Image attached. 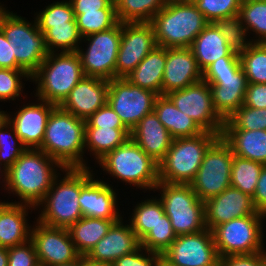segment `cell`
Masks as SVG:
<instances>
[{
  "label": "cell",
  "mask_w": 266,
  "mask_h": 266,
  "mask_svg": "<svg viewBox=\"0 0 266 266\" xmlns=\"http://www.w3.org/2000/svg\"><path fill=\"white\" fill-rule=\"evenodd\" d=\"M53 165L65 169L45 152L26 149L7 170L5 187L21 198L20 203L37 207L58 177Z\"/></svg>",
  "instance_id": "cell-1"
},
{
  "label": "cell",
  "mask_w": 266,
  "mask_h": 266,
  "mask_svg": "<svg viewBox=\"0 0 266 266\" xmlns=\"http://www.w3.org/2000/svg\"><path fill=\"white\" fill-rule=\"evenodd\" d=\"M85 120L56 106L50 113L39 150L64 168H87L83 159Z\"/></svg>",
  "instance_id": "cell-2"
},
{
  "label": "cell",
  "mask_w": 266,
  "mask_h": 266,
  "mask_svg": "<svg viewBox=\"0 0 266 266\" xmlns=\"http://www.w3.org/2000/svg\"><path fill=\"white\" fill-rule=\"evenodd\" d=\"M65 177L54 179L51 188L38 206L44 204L37 221L51 227L69 229L83 217L79 204L81 188L93 177L89 167L65 168ZM57 183V184H56Z\"/></svg>",
  "instance_id": "cell-3"
},
{
  "label": "cell",
  "mask_w": 266,
  "mask_h": 266,
  "mask_svg": "<svg viewBox=\"0 0 266 266\" xmlns=\"http://www.w3.org/2000/svg\"><path fill=\"white\" fill-rule=\"evenodd\" d=\"M157 46L190 48L194 39L209 24L194 3L168 0L149 22Z\"/></svg>",
  "instance_id": "cell-4"
},
{
  "label": "cell",
  "mask_w": 266,
  "mask_h": 266,
  "mask_svg": "<svg viewBox=\"0 0 266 266\" xmlns=\"http://www.w3.org/2000/svg\"><path fill=\"white\" fill-rule=\"evenodd\" d=\"M84 76L77 52H51L31 79L38 83V100L59 106Z\"/></svg>",
  "instance_id": "cell-5"
},
{
  "label": "cell",
  "mask_w": 266,
  "mask_h": 266,
  "mask_svg": "<svg viewBox=\"0 0 266 266\" xmlns=\"http://www.w3.org/2000/svg\"><path fill=\"white\" fill-rule=\"evenodd\" d=\"M220 136L203 132L193 137L173 139L171 147L159 165V182L190 184L204 155Z\"/></svg>",
  "instance_id": "cell-6"
},
{
  "label": "cell",
  "mask_w": 266,
  "mask_h": 266,
  "mask_svg": "<svg viewBox=\"0 0 266 266\" xmlns=\"http://www.w3.org/2000/svg\"><path fill=\"white\" fill-rule=\"evenodd\" d=\"M103 171L142 189H154L159 182V165L130 137L97 161Z\"/></svg>",
  "instance_id": "cell-7"
},
{
  "label": "cell",
  "mask_w": 266,
  "mask_h": 266,
  "mask_svg": "<svg viewBox=\"0 0 266 266\" xmlns=\"http://www.w3.org/2000/svg\"><path fill=\"white\" fill-rule=\"evenodd\" d=\"M0 29L11 43L17 65L31 76L49 54L36 20L32 25L0 6Z\"/></svg>",
  "instance_id": "cell-8"
},
{
  "label": "cell",
  "mask_w": 266,
  "mask_h": 266,
  "mask_svg": "<svg viewBox=\"0 0 266 266\" xmlns=\"http://www.w3.org/2000/svg\"><path fill=\"white\" fill-rule=\"evenodd\" d=\"M159 198L177 236L206 229L204 202L198 199L190 184L158 182Z\"/></svg>",
  "instance_id": "cell-9"
},
{
  "label": "cell",
  "mask_w": 266,
  "mask_h": 266,
  "mask_svg": "<svg viewBox=\"0 0 266 266\" xmlns=\"http://www.w3.org/2000/svg\"><path fill=\"white\" fill-rule=\"evenodd\" d=\"M264 217L263 214H252L214 227L211 231L220 258L261 252Z\"/></svg>",
  "instance_id": "cell-10"
},
{
  "label": "cell",
  "mask_w": 266,
  "mask_h": 266,
  "mask_svg": "<svg viewBox=\"0 0 266 266\" xmlns=\"http://www.w3.org/2000/svg\"><path fill=\"white\" fill-rule=\"evenodd\" d=\"M234 158L231 147L219 137L206 151L190 186L198 199L205 202L231 186V166Z\"/></svg>",
  "instance_id": "cell-11"
},
{
  "label": "cell",
  "mask_w": 266,
  "mask_h": 266,
  "mask_svg": "<svg viewBox=\"0 0 266 266\" xmlns=\"http://www.w3.org/2000/svg\"><path fill=\"white\" fill-rule=\"evenodd\" d=\"M122 36V23L115 27L83 37L89 41L87 51L78 48L83 73L88 77H95L110 81L115 78L117 55Z\"/></svg>",
  "instance_id": "cell-12"
},
{
  "label": "cell",
  "mask_w": 266,
  "mask_h": 266,
  "mask_svg": "<svg viewBox=\"0 0 266 266\" xmlns=\"http://www.w3.org/2000/svg\"><path fill=\"white\" fill-rule=\"evenodd\" d=\"M157 96L126 78H114L109 81L107 103L131 131L145 115L153 112Z\"/></svg>",
  "instance_id": "cell-13"
},
{
  "label": "cell",
  "mask_w": 266,
  "mask_h": 266,
  "mask_svg": "<svg viewBox=\"0 0 266 266\" xmlns=\"http://www.w3.org/2000/svg\"><path fill=\"white\" fill-rule=\"evenodd\" d=\"M174 105L191 117L205 132L221 137L225 121L216 112L211 97L209 84L201 80L184 89L166 94Z\"/></svg>",
  "instance_id": "cell-14"
},
{
  "label": "cell",
  "mask_w": 266,
  "mask_h": 266,
  "mask_svg": "<svg viewBox=\"0 0 266 266\" xmlns=\"http://www.w3.org/2000/svg\"><path fill=\"white\" fill-rule=\"evenodd\" d=\"M162 257L174 266H220V256L208 228L177 236Z\"/></svg>",
  "instance_id": "cell-15"
},
{
  "label": "cell",
  "mask_w": 266,
  "mask_h": 266,
  "mask_svg": "<svg viewBox=\"0 0 266 266\" xmlns=\"http://www.w3.org/2000/svg\"><path fill=\"white\" fill-rule=\"evenodd\" d=\"M156 46L149 22L122 23L115 78H126Z\"/></svg>",
  "instance_id": "cell-16"
},
{
  "label": "cell",
  "mask_w": 266,
  "mask_h": 266,
  "mask_svg": "<svg viewBox=\"0 0 266 266\" xmlns=\"http://www.w3.org/2000/svg\"><path fill=\"white\" fill-rule=\"evenodd\" d=\"M36 224L31 230L30 240L34 244L40 264L43 266L65 264L81 256L68 229L47 226L39 221Z\"/></svg>",
  "instance_id": "cell-17"
},
{
  "label": "cell",
  "mask_w": 266,
  "mask_h": 266,
  "mask_svg": "<svg viewBox=\"0 0 266 266\" xmlns=\"http://www.w3.org/2000/svg\"><path fill=\"white\" fill-rule=\"evenodd\" d=\"M203 80L209 84L213 106L224 121L243 105L248 81L242 68L225 74H203Z\"/></svg>",
  "instance_id": "cell-18"
},
{
  "label": "cell",
  "mask_w": 266,
  "mask_h": 266,
  "mask_svg": "<svg viewBox=\"0 0 266 266\" xmlns=\"http://www.w3.org/2000/svg\"><path fill=\"white\" fill-rule=\"evenodd\" d=\"M204 212L205 225L209 230L232 219L261 214L255 209L249 194L231 186L221 194L206 200Z\"/></svg>",
  "instance_id": "cell-19"
},
{
  "label": "cell",
  "mask_w": 266,
  "mask_h": 266,
  "mask_svg": "<svg viewBox=\"0 0 266 266\" xmlns=\"http://www.w3.org/2000/svg\"><path fill=\"white\" fill-rule=\"evenodd\" d=\"M109 81L84 76L59 105L77 118L87 120L107 103Z\"/></svg>",
  "instance_id": "cell-20"
},
{
  "label": "cell",
  "mask_w": 266,
  "mask_h": 266,
  "mask_svg": "<svg viewBox=\"0 0 266 266\" xmlns=\"http://www.w3.org/2000/svg\"><path fill=\"white\" fill-rule=\"evenodd\" d=\"M38 104L23 105L13 118L2 111L5 119L14 127L21 142L27 149H39L45 135L48 117L56 107L55 104L44 100Z\"/></svg>",
  "instance_id": "cell-21"
},
{
  "label": "cell",
  "mask_w": 266,
  "mask_h": 266,
  "mask_svg": "<svg viewBox=\"0 0 266 266\" xmlns=\"http://www.w3.org/2000/svg\"><path fill=\"white\" fill-rule=\"evenodd\" d=\"M203 80L191 48H166V65L162 79V95L184 89Z\"/></svg>",
  "instance_id": "cell-22"
},
{
  "label": "cell",
  "mask_w": 266,
  "mask_h": 266,
  "mask_svg": "<svg viewBox=\"0 0 266 266\" xmlns=\"http://www.w3.org/2000/svg\"><path fill=\"white\" fill-rule=\"evenodd\" d=\"M120 218L114 222L107 234L85 256L92 261L113 263L123 255L133 253L140 247V240L129 225Z\"/></svg>",
  "instance_id": "cell-23"
},
{
  "label": "cell",
  "mask_w": 266,
  "mask_h": 266,
  "mask_svg": "<svg viewBox=\"0 0 266 266\" xmlns=\"http://www.w3.org/2000/svg\"><path fill=\"white\" fill-rule=\"evenodd\" d=\"M130 137L158 164L171 147L173 138L155 112L145 115L131 130Z\"/></svg>",
  "instance_id": "cell-24"
},
{
  "label": "cell",
  "mask_w": 266,
  "mask_h": 266,
  "mask_svg": "<svg viewBox=\"0 0 266 266\" xmlns=\"http://www.w3.org/2000/svg\"><path fill=\"white\" fill-rule=\"evenodd\" d=\"M92 177L82 188L79 204L83 216L99 219H120L116 193L111 186Z\"/></svg>",
  "instance_id": "cell-25"
},
{
  "label": "cell",
  "mask_w": 266,
  "mask_h": 266,
  "mask_svg": "<svg viewBox=\"0 0 266 266\" xmlns=\"http://www.w3.org/2000/svg\"><path fill=\"white\" fill-rule=\"evenodd\" d=\"M28 207L36 209L34 206L19 202L0 204V244L2 247L9 248L30 240L31 226L26 222Z\"/></svg>",
  "instance_id": "cell-26"
},
{
  "label": "cell",
  "mask_w": 266,
  "mask_h": 266,
  "mask_svg": "<svg viewBox=\"0 0 266 266\" xmlns=\"http://www.w3.org/2000/svg\"><path fill=\"white\" fill-rule=\"evenodd\" d=\"M190 48L202 72L220 57H239L214 23H209L199 33Z\"/></svg>",
  "instance_id": "cell-27"
},
{
  "label": "cell",
  "mask_w": 266,
  "mask_h": 266,
  "mask_svg": "<svg viewBox=\"0 0 266 266\" xmlns=\"http://www.w3.org/2000/svg\"><path fill=\"white\" fill-rule=\"evenodd\" d=\"M153 111L173 139L193 137L204 132L191 117L180 111L167 95L157 96Z\"/></svg>",
  "instance_id": "cell-28"
},
{
  "label": "cell",
  "mask_w": 266,
  "mask_h": 266,
  "mask_svg": "<svg viewBox=\"0 0 266 266\" xmlns=\"http://www.w3.org/2000/svg\"><path fill=\"white\" fill-rule=\"evenodd\" d=\"M166 65V48L156 46L126 77L134 85L162 95V79Z\"/></svg>",
  "instance_id": "cell-29"
},
{
  "label": "cell",
  "mask_w": 266,
  "mask_h": 266,
  "mask_svg": "<svg viewBox=\"0 0 266 266\" xmlns=\"http://www.w3.org/2000/svg\"><path fill=\"white\" fill-rule=\"evenodd\" d=\"M221 137L234 155L266 165V130H223Z\"/></svg>",
  "instance_id": "cell-30"
},
{
  "label": "cell",
  "mask_w": 266,
  "mask_h": 266,
  "mask_svg": "<svg viewBox=\"0 0 266 266\" xmlns=\"http://www.w3.org/2000/svg\"><path fill=\"white\" fill-rule=\"evenodd\" d=\"M118 220L83 216L74 223L68 230L78 253L86 256Z\"/></svg>",
  "instance_id": "cell-31"
},
{
  "label": "cell",
  "mask_w": 266,
  "mask_h": 266,
  "mask_svg": "<svg viewBox=\"0 0 266 266\" xmlns=\"http://www.w3.org/2000/svg\"><path fill=\"white\" fill-rule=\"evenodd\" d=\"M130 135L128 128L85 127V147L99 161L108 152L121 146Z\"/></svg>",
  "instance_id": "cell-32"
},
{
  "label": "cell",
  "mask_w": 266,
  "mask_h": 266,
  "mask_svg": "<svg viewBox=\"0 0 266 266\" xmlns=\"http://www.w3.org/2000/svg\"><path fill=\"white\" fill-rule=\"evenodd\" d=\"M168 0H114L121 23L150 22Z\"/></svg>",
  "instance_id": "cell-33"
},
{
  "label": "cell",
  "mask_w": 266,
  "mask_h": 266,
  "mask_svg": "<svg viewBox=\"0 0 266 266\" xmlns=\"http://www.w3.org/2000/svg\"><path fill=\"white\" fill-rule=\"evenodd\" d=\"M263 166L262 163L234 155L231 166V187L252 197Z\"/></svg>",
  "instance_id": "cell-34"
},
{
  "label": "cell",
  "mask_w": 266,
  "mask_h": 266,
  "mask_svg": "<svg viewBox=\"0 0 266 266\" xmlns=\"http://www.w3.org/2000/svg\"><path fill=\"white\" fill-rule=\"evenodd\" d=\"M130 221L131 229L141 241L165 214L160 199H148L137 204Z\"/></svg>",
  "instance_id": "cell-35"
},
{
  "label": "cell",
  "mask_w": 266,
  "mask_h": 266,
  "mask_svg": "<svg viewBox=\"0 0 266 266\" xmlns=\"http://www.w3.org/2000/svg\"><path fill=\"white\" fill-rule=\"evenodd\" d=\"M238 56L248 83H266V47L262 43H251Z\"/></svg>",
  "instance_id": "cell-36"
},
{
  "label": "cell",
  "mask_w": 266,
  "mask_h": 266,
  "mask_svg": "<svg viewBox=\"0 0 266 266\" xmlns=\"http://www.w3.org/2000/svg\"><path fill=\"white\" fill-rule=\"evenodd\" d=\"M45 44L49 53L56 52L54 48H61V52H77L82 37L77 28V22L51 25L44 33ZM79 42V43H78Z\"/></svg>",
  "instance_id": "cell-37"
},
{
  "label": "cell",
  "mask_w": 266,
  "mask_h": 266,
  "mask_svg": "<svg viewBox=\"0 0 266 266\" xmlns=\"http://www.w3.org/2000/svg\"><path fill=\"white\" fill-rule=\"evenodd\" d=\"M12 129L13 135L7 129ZM4 129H6L4 131ZM27 148L21 142V139L16 134L14 127L0 115V164L3 165L2 177L4 182L7 177V170L14 162L25 152ZM3 162V163H2ZM4 174V175H3Z\"/></svg>",
  "instance_id": "cell-38"
},
{
  "label": "cell",
  "mask_w": 266,
  "mask_h": 266,
  "mask_svg": "<svg viewBox=\"0 0 266 266\" xmlns=\"http://www.w3.org/2000/svg\"><path fill=\"white\" fill-rule=\"evenodd\" d=\"M239 16L246 30L258 35L253 43L266 41V0H242Z\"/></svg>",
  "instance_id": "cell-39"
},
{
  "label": "cell",
  "mask_w": 266,
  "mask_h": 266,
  "mask_svg": "<svg viewBox=\"0 0 266 266\" xmlns=\"http://www.w3.org/2000/svg\"><path fill=\"white\" fill-rule=\"evenodd\" d=\"M75 19L82 38L109 30L119 23L116 9H99V12H83V14H75Z\"/></svg>",
  "instance_id": "cell-40"
},
{
  "label": "cell",
  "mask_w": 266,
  "mask_h": 266,
  "mask_svg": "<svg viewBox=\"0 0 266 266\" xmlns=\"http://www.w3.org/2000/svg\"><path fill=\"white\" fill-rule=\"evenodd\" d=\"M176 238L177 235L173 230L170 219L164 214L155 227L140 241V246L147 251L163 255Z\"/></svg>",
  "instance_id": "cell-41"
},
{
  "label": "cell",
  "mask_w": 266,
  "mask_h": 266,
  "mask_svg": "<svg viewBox=\"0 0 266 266\" xmlns=\"http://www.w3.org/2000/svg\"><path fill=\"white\" fill-rule=\"evenodd\" d=\"M266 130V108H250L242 105L230 118L223 130Z\"/></svg>",
  "instance_id": "cell-42"
},
{
  "label": "cell",
  "mask_w": 266,
  "mask_h": 266,
  "mask_svg": "<svg viewBox=\"0 0 266 266\" xmlns=\"http://www.w3.org/2000/svg\"><path fill=\"white\" fill-rule=\"evenodd\" d=\"M38 29L44 34L51 25L66 24V22H76L72 4L69 1L55 2L47 6L45 10L39 12L35 18Z\"/></svg>",
  "instance_id": "cell-43"
},
{
  "label": "cell",
  "mask_w": 266,
  "mask_h": 266,
  "mask_svg": "<svg viewBox=\"0 0 266 266\" xmlns=\"http://www.w3.org/2000/svg\"><path fill=\"white\" fill-rule=\"evenodd\" d=\"M227 41L228 46L240 53L253 41H246L247 30L239 15L217 20L214 23Z\"/></svg>",
  "instance_id": "cell-44"
},
{
  "label": "cell",
  "mask_w": 266,
  "mask_h": 266,
  "mask_svg": "<svg viewBox=\"0 0 266 266\" xmlns=\"http://www.w3.org/2000/svg\"><path fill=\"white\" fill-rule=\"evenodd\" d=\"M242 0H197L194 4L208 23L239 15Z\"/></svg>",
  "instance_id": "cell-45"
},
{
  "label": "cell",
  "mask_w": 266,
  "mask_h": 266,
  "mask_svg": "<svg viewBox=\"0 0 266 266\" xmlns=\"http://www.w3.org/2000/svg\"><path fill=\"white\" fill-rule=\"evenodd\" d=\"M21 77L31 78L24 70L0 68V101L9 99L14 101L16 97H20L23 84L20 81Z\"/></svg>",
  "instance_id": "cell-46"
},
{
  "label": "cell",
  "mask_w": 266,
  "mask_h": 266,
  "mask_svg": "<svg viewBox=\"0 0 266 266\" xmlns=\"http://www.w3.org/2000/svg\"><path fill=\"white\" fill-rule=\"evenodd\" d=\"M38 263L35 247L31 240L8 248V266H36Z\"/></svg>",
  "instance_id": "cell-47"
},
{
  "label": "cell",
  "mask_w": 266,
  "mask_h": 266,
  "mask_svg": "<svg viewBox=\"0 0 266 266\" xmlns=\"http://www.w3.org/2000/svg\"><path fill=\"white\" fill-rule=\"evenodd\" d=\"M85 127L127 128L108 103L85 120Z\"/></svg>",
  "instance_id": "cell-48"
},
{
  "label": "cell",
  "mask_w": 266,
  "mask_h": 266,
  "mask_svg": "<svg viewBox=\"0 0 266 266\" xmlns=\"http://www.w3.org/2000/svg\"><path fill=\"white\" fill-rule=\"evenodd\" d=\"M143 250L145 249L140 246L133 253L123 255L115 260L112 266H157L162 255L145 250V253H148L147 257V255L141 253Z\"/></svg>",
  "instance_id": "cell-49"
},
{
  "label": "cell",
  "mask_w": 266,
  "mask_h": 266,
  "mask_svg": "<svg viewBox=\"0 0 266 266\" xmlns=\"http://www.w3.org/2000/svg\"><path fill=\"white\" fill-rule=\"evenodd\" d=\"M243 105L256 109L266 108V83H248Z\"/></svg>",
  "instance_id": "cell-50"
},
{
  "label": "cell",
  "mask_w": 266,
  "mask_h": 266,
  "mask_svg": "<svg viewBox=\"0 0 266 266\" xmlns=\"http://www.w3.org/2000/svg\"><path fill=\"white\" fill-rule=\"evenodd\" d=\"M74 14L99 12V9H115L114 0H70Z\"/></svg>",
  "instance_id": "cell-51"
},
{
  "label": "cell",
  "mask_w": 266,
  "mask_h": 266,
  "mask_svg": "<svg viewBox=\"0 0 266 266\" xmlns=\"http://www.w3.org/2000/svg\"><path fill=\"white\" fill-rule=\"evenodd\" d=\"M220 266H265L261 252L248 255H232L223 257Z\"/></svg>",
  "instance_id": "cell-52"
},
{
  "label": "cell",
  "mask_w": 266,
  "mask_h": 266,
  "mask_svg": "<svg viewBox=\"0 0 266 266\" xmlns=\"http://www.w3.org/2000/svg\"><path fill=\"white\" fill-rule=\"evenodd\" d=\"M241 68L239 57H220L211 63L203 74H225L238 71Z\"/></svg>",
  "instance_id": "cell-53"
},
{
  "label": "cell",
  "mask_w": 266,
  "mask_h": 266,
  "mask_svg": "<svg viewBox=\"0 0 266 266\" xmlns=\"http://www.w3.org/2000/svg\"><path fill=\"white\" fill-rule=\"evenodd\" d=\"M252 201L255 209L266 216V165L261 170Z\"/></svg>",
  "instance_id": "cell-54"
},
{
  "label": "cell",
  "mask_w": 266,
  "mask_h": 266,
  "mask_svg": "<svg viewBox=\"0 0 266 266\" xmlns=\"http://www.w3.org/2000/svg\"><path fill=\"white\" fill-rule=\"evenodd\" d=\"M0 68L13 70H22L16 63L15 56H12L11 43L5 37V34L0 29Z\"/></svg>",
  "instance_id": "cell-55"
},
{
  "label": "cell",
  "mask_w": 266,
  "mask_h": 266,
  "mask_svg": "<svg viewBox=\"0 0 266 266\" xmlns=\"http://www.w3.org/2000/svg\"><path fill=\"white\" fill-rule=\"evenodd\" d=\"M81 266H112V264L108 262L92 261L85 256H81Z\"/></svg>",
  "instance_id": "cell-56"
},
{
  "label": "cell",
  "mask_w": 266,
  "mask_h": 266,
  "mask_svg": "<svg viewBox=\"0 0 266 266\" xmlns=\"http://www.w3.org/2000/svg\"><path fill=\"white\" fill-rule=\"evenodd\" d=\"M0 266H8V248L0 247Z\"/></svg>",
  "instance_id": "cell-57"
},
{
  "label": "cell",
  "mask_w": 266,
  "mask_h": 266,
  "mask_svg": "<svg viewBox=\"0 0 266 266\" xmlns=\"http://www.w3.org/2000/svg\"><path fill=\"white\" fill-rule=\"evenodd\" d=\"M53 266H81V256L77 260L72 261L70 263L57 264V265H53Z\"/></svg>",
  "instance_id": "cell-58"
},
{
  "label": "cell",
  "mask_w": 266,
  "mask_h": 266,
  "mask_svg": "<svg viewBox=\"0 0 266 266\" xmlns=\"http://www.w3.org/2000/svg\"><path fill=\"white\" fill-rule=\"evenodd\" d=\"M157 266H174V265L169 264L163 257H161Z\"/></svg>",
  "instance_id": "cell-59"
},
{
  "label": "cell",
  "mask_w": 266,
  "mask_h": 266,
  "mask_svg": "<svg viewBox=\"0 0 266 266\" xmlns=\"http://www.w3.org/2000/svg\"><path fill=\"white\" fill-rule=\"evenodd\" d=\"M265 250H264V246H263V249H262V251H261V254H262V256H263V259H264V263H265V266H266V252H264Z\"/></svg>",
  "instance_id": "cell-60"
},
{
  "label": "cell",
  "mask_w": 266,
  "mask_h": 266,
  "mask_svg": "<svg viewBox=\"0 0 266 266\" xmlns=\"http://www.w3.org/2000/svg\"><path fill=\"white\" fill-rule=\"evenodd\" d=\"M180 2H186V3H195L197 0H176Z\"/></svg>",
  "instance_id": "cell-61"
},
{
  "label": "cell",
  "mask_w": 266,
  "mask_h": 266,
  "mask_svg": "<svg viewBox=\"0 0 266 266\" xmlns=\"http://www.w3.org/2000/svg\"><path fill=\"white\" fill-rule=\"evenodd\" d=\"M262 44L266 47V41L262 42Z\"/></svg>",
  "instance_id": "cell-62"
}]
</instances>
